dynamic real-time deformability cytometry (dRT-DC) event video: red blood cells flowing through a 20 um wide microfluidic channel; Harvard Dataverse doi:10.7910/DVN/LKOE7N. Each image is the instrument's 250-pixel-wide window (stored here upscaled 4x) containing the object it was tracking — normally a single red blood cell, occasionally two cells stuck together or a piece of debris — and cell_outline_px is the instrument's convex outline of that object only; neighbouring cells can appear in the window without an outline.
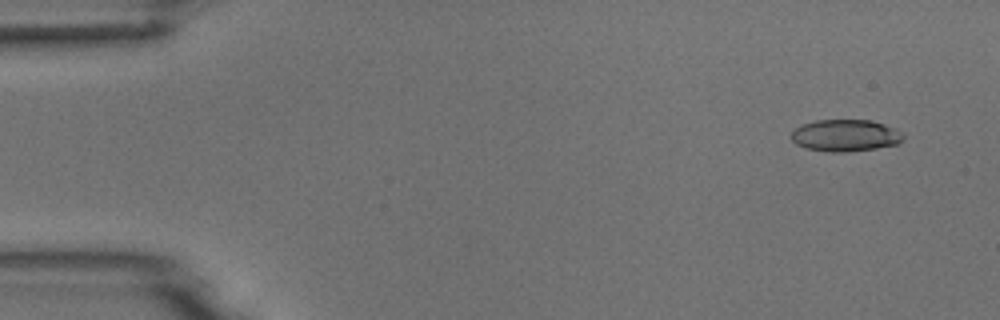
{"species": "common noctule bat (a hibernating species)", "species_latin": "Nyctalus noctula", "temperature_condition": "room temperature", "stored_images_in_passage": 5, "camera_frame_rate_fps": 3000, "um_per_image_px": 0.085, "animal": {"sex": "male", "body_mass_g": 18.8}, "frame": {"image": 1, "passage_image": 1, "time_ms": 0.0, "image_size_px": [1000, 320], "cell_outline_px": [[904, 140], [896, 144], [876, 148], [848, 152], [828, 152], [804, 148], [796, 144], [792, 140], [792, 132], [800, 124], [816, 120], [872, 120], [896, 128], [904, 136]], "centroid_in_image_um": [71.85, 11.51], "position_along_channel_um": 13.1, "area_um2": 20.98}}
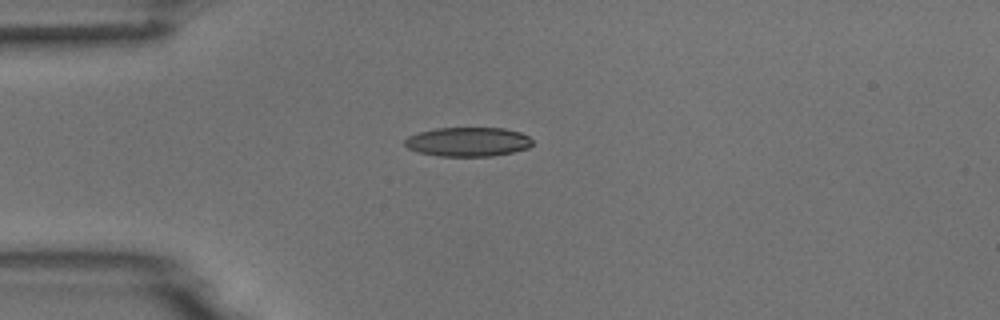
{"frame": {"image": 2, "passage_image": 3, "time_ms": 3.333, "image_size_px": [1000, 320], "cell_outline_px": [[532, 144], [528, 148], [512, 152], [492, 156], [440, 156], [416, 152], [408, 148], [404, 144], [404, 140], [408, 136], [420, 132], [436, 128], [504, 128], [520, 132], [528, 136], [532, 140]], "centroid_in_image_um": [39.76, 12.05], "position_along_channel_um": 45.2, "area_um2": 21.73}}